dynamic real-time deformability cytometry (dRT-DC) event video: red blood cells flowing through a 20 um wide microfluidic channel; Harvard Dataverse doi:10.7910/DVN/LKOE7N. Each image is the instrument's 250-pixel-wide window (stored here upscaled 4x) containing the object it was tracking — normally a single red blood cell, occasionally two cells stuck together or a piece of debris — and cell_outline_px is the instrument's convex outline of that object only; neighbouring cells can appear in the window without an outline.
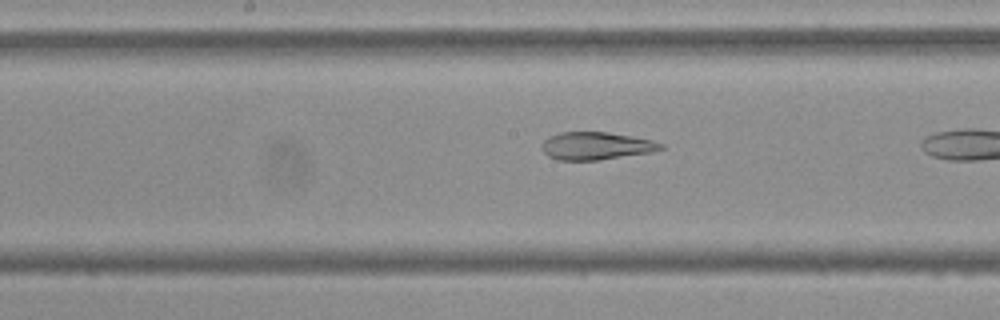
{"species": "Egyptian fruit bat (a non-hibernating species)", "species_latin": "Rousettus aegyptiacus", "temperature_condition": "cold", "stored_images_in_passage": 29, "camera_frame_rate_fps": 3000, "um_per_image_px": 0.085, "frame": {"image": 1, "passage_image": 25, "time_ms": 8.0, "image_size_px": [1000, 320], "cell_outline_px": [[664, 148], [652, 152], [596, 160], [556, 160], [548, 156], [540, 148], [544, 140], [548, 136], [560, 132], [608, 132], [632, 136], [652, 140], [664, 144]], "centroid_in_image_um": [50.64, 12.39], "position_along_channel_um": 197.6, "area_um2": 19.25}}